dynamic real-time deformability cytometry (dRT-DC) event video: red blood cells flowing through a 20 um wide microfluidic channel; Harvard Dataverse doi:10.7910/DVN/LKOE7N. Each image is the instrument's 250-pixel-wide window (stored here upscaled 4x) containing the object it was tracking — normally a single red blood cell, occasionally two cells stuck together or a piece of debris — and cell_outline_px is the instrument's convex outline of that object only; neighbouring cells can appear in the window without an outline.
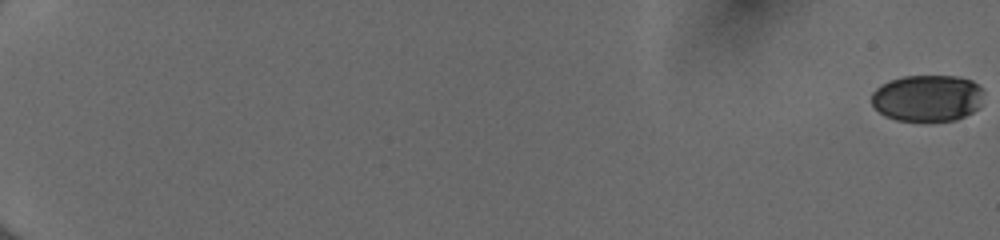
{"species": "human", "species_latin": "Homo sapiens", "temperature_condition": "cold", "stored_images_in_passage": 55, "camera_frame_rate_fps": 3000, "um_per_image_px": 0.085, "donor": {"sex": "female"}, "frame": {"image": 1, "passage_image": 1, "time_ms": 0.0, "image_size_px": [1000, 240], "cell_outline_px": [[984, 88], [980, 108], [956, 120], [896, 120], [884, 116], [872, 104], [872, 92], [880, 84], [888, 80], [904, 76], [960, 76], [972, 80]], "centroid_in_image_um": [78.85, 8.32], "position_along_channel_um": 6.2, "area_um2": 30.75}}
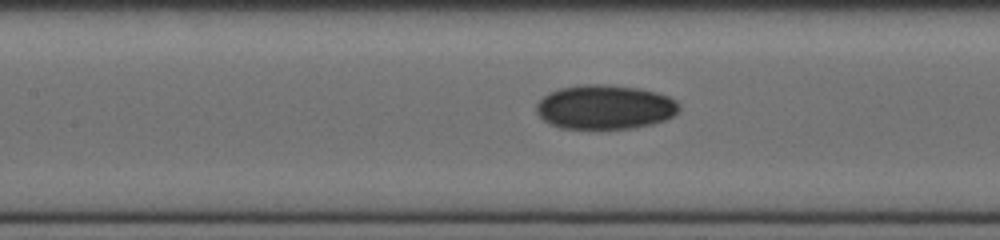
{"frame": {"image": 2, "passage_image": 30, "time_ms": 9.667, "image_size_px": [1000, 240], "cell_outline_px": [[680, 108], [672, 116], [664, 120], [652, 124], [632, 128], [560, 128], [544, 120], [536, 112], [536, 104], [544, 96], [560, 88], [584, 84], [600, 84], [640, 88], [656, 92], [668, 96], [676, 100], [680, 104]], "centroid_in_image_um": [51.44, 9.09], "position_along_channel_um": 156.0, "area_um2": 36.65}}
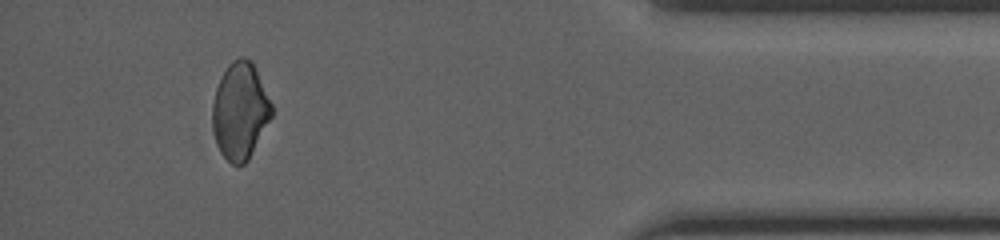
{"frame": {"image": 3, "passage_image": 52, "time_ms": 17.0, "image_size_px": [1000, 240], "cell_outline_px": [[272, 116], [248, 160], [244, 164], [232, 164], [220, 152], [216, 144], [212, 128], [212, 104], [216, 88], [228, 64], [232, 60], [240, 56], [244, 56], [252, 64], [272, 104]], "centroid_in_image_um": [20.38, 9.45], "position_along_channel_um": 414.8, "area_um2": 33.0}, "authors_computed_cell_mechanics": {"area_um2": 33.7552, "velocity_mm_per_s": 4.0484, "shape_relaxation_time_tau1_ms": 4.0721, "shape_relaxation_time_tau2_ms": null, "deformation_change_tau1": 0.0881, "deformation_change_tau2": null}}